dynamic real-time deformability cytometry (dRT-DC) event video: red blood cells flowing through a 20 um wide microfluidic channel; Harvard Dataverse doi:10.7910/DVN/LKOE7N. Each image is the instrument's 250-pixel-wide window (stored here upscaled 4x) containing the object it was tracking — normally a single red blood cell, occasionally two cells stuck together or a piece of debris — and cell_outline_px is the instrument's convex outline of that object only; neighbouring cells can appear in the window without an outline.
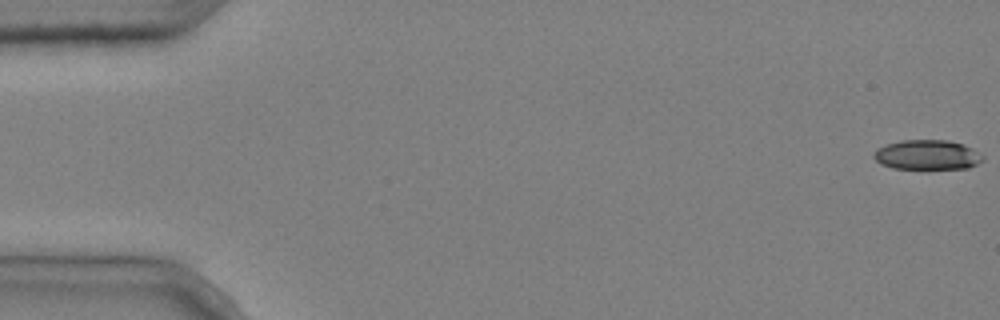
{"species": "common noctule bat (a hibernating species)", "species_latin": "Nyctalus noctula", "temperature_condition": "cold", "stored_images_in_passage": 5, "segment_of_instrument_passage": [2, 2], "camera_frame_rate_fps": 3000, "um_per_image_px": 0.085, "animal": {"sex": "male", "body_mass_g": 20.4}, "frame": {"image": 1, "passage_image": 5, "time_ms": 1.333, "image_size_px": [1000, 320], "cell_outline_px": [[984, 160], [968, 168], [892, 168], [880, 164], [872, 156], [872, 152], [876, 148], [884, 144], [900, 140], [948, 140], [964, 144], [972, 148], [984, 156]], "centroid_in_image_um": [78.77, 13.14], "position_along_channel_um": 6.2, "area_um2": 19.07}}